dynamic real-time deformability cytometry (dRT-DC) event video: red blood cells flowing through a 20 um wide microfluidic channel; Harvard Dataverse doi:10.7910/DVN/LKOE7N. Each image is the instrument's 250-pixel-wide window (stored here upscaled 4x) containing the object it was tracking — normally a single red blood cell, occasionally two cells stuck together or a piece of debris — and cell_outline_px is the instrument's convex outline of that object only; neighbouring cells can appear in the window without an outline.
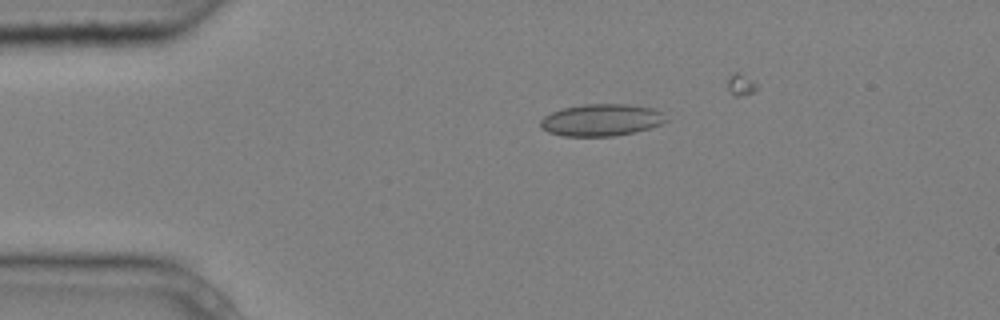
{"species": "common noctule bat (a hibernating species)", "species_latin": "Nyctalus noctula", "temperature_condition": "cold", "stored_images_in_passage": 6, "camera_frame_rate_fps": 3000, "um_per_image_px": 0.085, "animal": {"sex": "male", "body_mass_g": 20.4}, "frame": {"image": 1, "passage_image": 4, "time_ms": 1.0, "image_size_px": [1000, 320], "cell_outline_px": [[668, 120], [660, 124], [648, 128], [616, 136], [560, 136], [548, 132], [540, 128], [540, 120], [544, 116], [552, 112], [564, 108], [580, 104], [628, 104], [652, 108], [660, 112]], "centroid_in_image_um": [51.06, 10.2], "position_along_channel_um": 33.9, "area_um2": 23.35}}
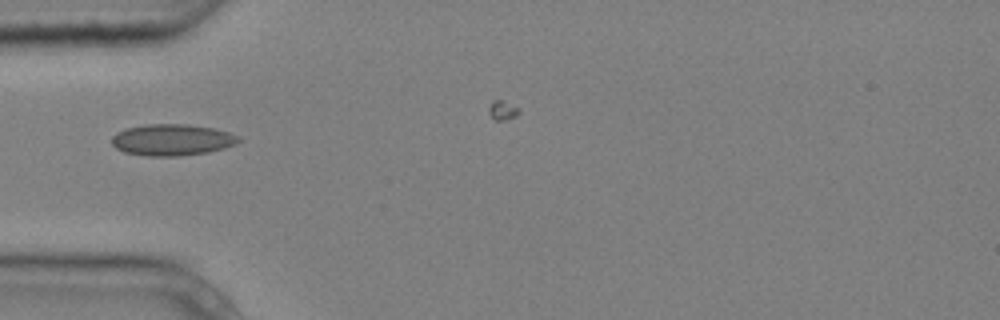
{"frame": {"image": 2, "passage_image": 5, "time_ms": 1.333, "image_size_px": [1000, 320], "cell_outline_px": [[240, 140], [236, 144], [224, 148], [208, 152], [180, 156], [148, 156], [124, 152], [116, 148], [112, 144], [112, 136], [116, 132], [124, 128], [144, 124], [188, 124], [212, 128], [228, 132], [240, 136]], "centroid_in_image_um": [14.6, 11.88], "position_along_channel_um": 70.4, "area_um2": 23.41}}
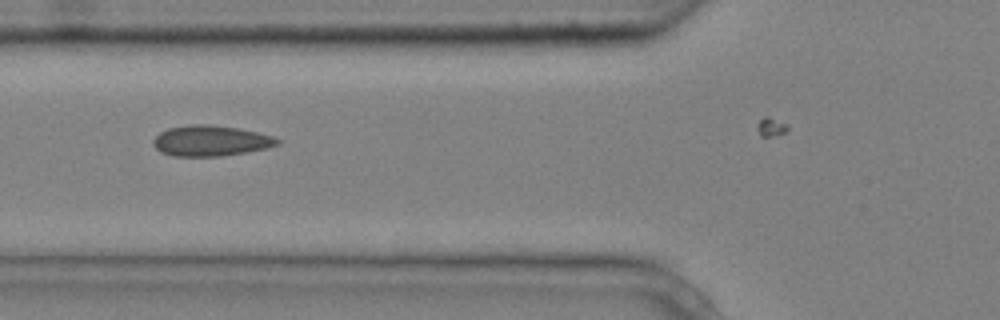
{"frame": {"image": 3, "passage_image": 6, "time_ms": 1.667, "image_size_px": [1000, 320], "cell_outline_px": [[280, 144], [268, 148], [220, 156], [172, 156], [160, 152], [152, 144], [152, 140], [160, 132], [168, 128], [188, 124], [208, 124], [236, 128], [256, 132], [272, 136], [280, 140]], "centroid_in_image_um": [17.87, 11.96], "position_along_channel_um": 107.9, "area_um2": 22.14}}